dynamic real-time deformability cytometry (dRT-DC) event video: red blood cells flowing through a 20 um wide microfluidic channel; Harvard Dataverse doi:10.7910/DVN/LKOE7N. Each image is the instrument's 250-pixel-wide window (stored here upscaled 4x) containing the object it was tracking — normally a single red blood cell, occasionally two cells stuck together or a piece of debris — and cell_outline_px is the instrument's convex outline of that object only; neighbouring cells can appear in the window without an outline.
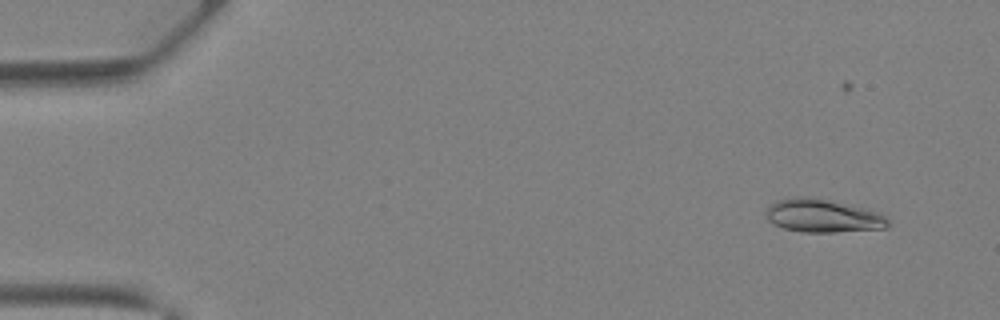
{"species": "Egyptian fruit bat (a non-hibernating species)", "species_latin": "Rousettus aegyptiacus", "temperature_condition": "warm", "stored_images_in_passage": 36, "camera_frame_rate_fps": 3000, "um_per_image_px": 0.085, "animal": {"sex": "female"}, "frame": {"image": 1, "passage_image": 5, "time_ms": 1.333, "image_size_px": [1000, 320], "cell_outline_px": [[892, 224], [888, 228], [836, 232], [804, 232], [784, 228], [768, 220], [764, 212], [772, 204], [780, 200], [800, 196], [804, 196], [868, 208], [880, 212], [888, 216]], "centroid_in_image_um": [70.05, 18.36], "position_along_channel_um": 14.9, "area_um2": 23.64}}
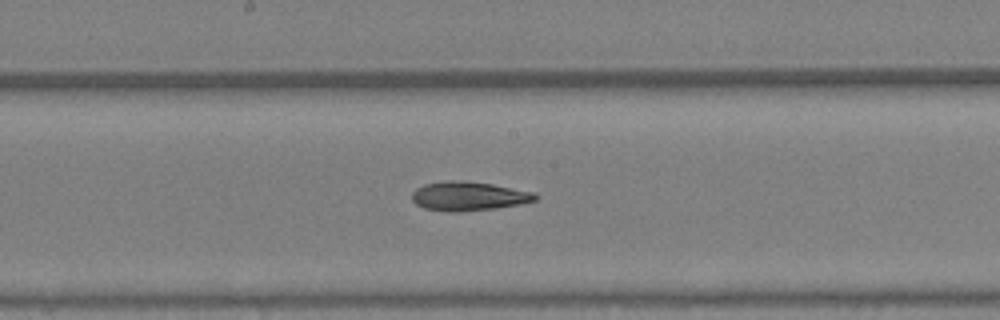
{"frame": {"image": 2, "passage_image": 24, "time_ms": 7.667, "image_size_px": [1000, 320], "cell_outline_px": [[540, 196], [536, 200], [524, 204], [496, 208], [460, 212], [448, 212], [424, 208], [416, 204], [412, 200], [412, 192], [416, 188], [424, 184], [448, 180], [460, 180], [492, 184], [532, 192]], "centroid_in_image_um": [39.83, 16.68], "position_along_channel_um": 208.4, "area_um2": 21.04}}
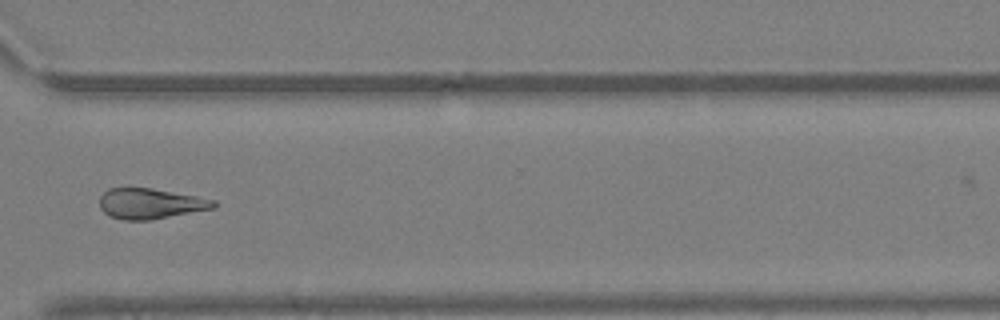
{"frame": {"image": 3, "passage_image": 33, "time_ms": 10.667, "image_size_px": [1000, 320], "cell_outline_px": [[216, 208], [152, 220], [124, 220], [108, 216], [100, 208], [100, 196], [108, 188], [152, 188], [196, 196], [216, 200]], "centroid_in_image_um": [12.79, 17.31], "position_along_channel_um": 357.8, "area_um2": 20.4}}